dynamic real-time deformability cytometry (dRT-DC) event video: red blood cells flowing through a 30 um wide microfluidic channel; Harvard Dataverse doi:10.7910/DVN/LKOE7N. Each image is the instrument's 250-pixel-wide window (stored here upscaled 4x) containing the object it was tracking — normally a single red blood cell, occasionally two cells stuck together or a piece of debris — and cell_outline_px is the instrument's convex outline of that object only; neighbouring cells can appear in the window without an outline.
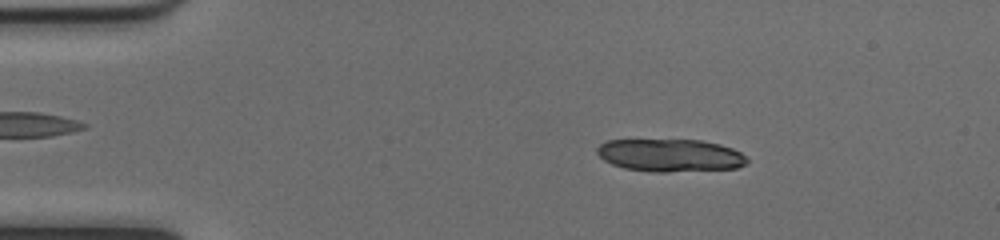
{"species": "common noctule bat (a hibernating species)", "species_latin": "Nyctalus noctula", "temperature_condition": "cold", "stored_images_in_passage": 50, "segment_of_instrument_passage": [1, 2], "camera_frame_rate_fps": 3000, "um_per_image_px": 0.085, "animal": {"sex": "female", "body_mass_g": 17.0, "forearm_length_mm": 48.0}, "frame": {"image": 1, "passage_image": 8, "time_ms": 2.333, "image_size_px": [1000, 240], "cell_outline_px": [[748, 160], [744, 164], [736, 168], [668, 172], [652, 172], [624, 168], [612, 164], [604, 160], [596, 152], [596, 148], [600, 144], [608, 140], [700, 140], [720, 144], [732, 148], [740, 152]], "centroid_in_image_um": [56.94, 13.2], "position_along_channel_um": 28.1, "area_um2": 28.5}}